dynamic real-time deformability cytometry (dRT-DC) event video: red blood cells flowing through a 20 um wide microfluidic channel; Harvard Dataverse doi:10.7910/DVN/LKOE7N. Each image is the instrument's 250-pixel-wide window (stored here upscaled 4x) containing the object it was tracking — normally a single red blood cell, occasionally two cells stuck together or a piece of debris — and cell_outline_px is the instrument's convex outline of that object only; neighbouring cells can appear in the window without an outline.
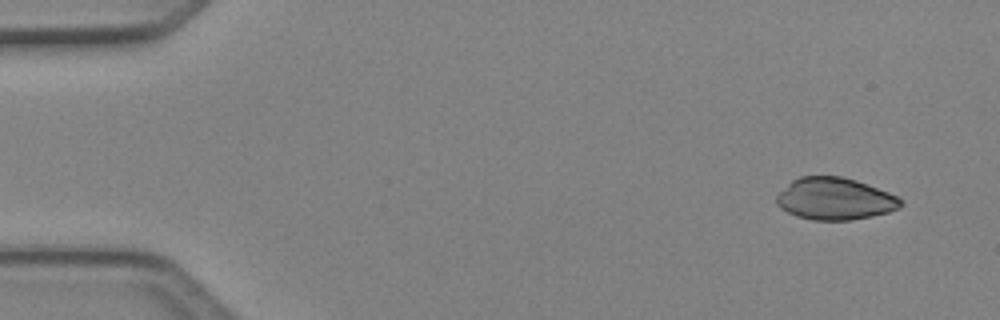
{"species": "Egyptian fruit bat (a non-hibernating species)", "species_latin": "Rousettus aegyptiacus", "temperature_condition": "cold", "stored_images_in_passage": 4, "camera_frame_rate_fps": 3000, "um_per_image_px": 0.085, "animal": {"sex": "female"}, "frame": {"image": 1, "passage_image": 1, "time_ms": 0.0, "image_size_px": [1000, 320], "cell_outline_px": [[904, 204], [900, 208], [888, 212], [872, 216], [852, 220], [812, 220], [796, 216], [780, 208], [776, 204], [776, 196], [792, 180], [800, 176], [840, 176], [856, 180], [888, 192], [904, 200]], "centroid_in_image_um": [70.97, 16.9], "position_along_channel_um": 14.0, "area_um2": 30.52}}
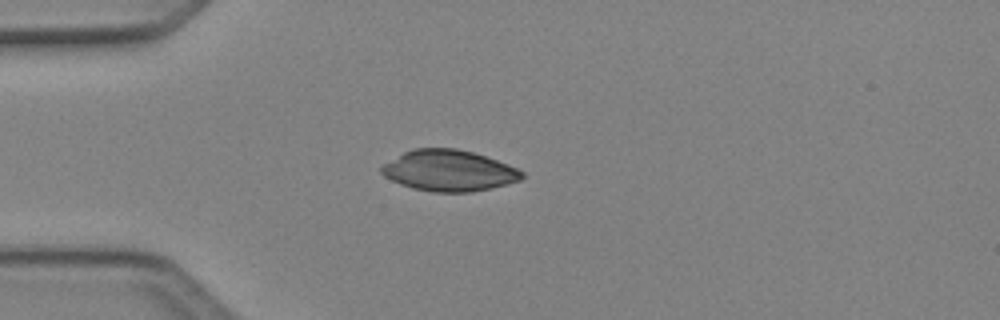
{"frame": {"image": 2, "passage_image": 4, "time_ms": 1.0, "image_size_px": [1000, 320], "cell_outline_px": [[524, 176], [520, 180], [492, 188], [472, 192], [432, 192], [412, 188], [400, 184], [384, 176], [380, 172], [380, 168], [384, 164], [404, 152], [412, 148], [456, 148], [472, 152], [496, 160], [516, 168], [524, 172]], "centroid_in_image_um": [38.14, 14.51], "position_along_channel_um": 46.9, "area_um2": 33.47}}